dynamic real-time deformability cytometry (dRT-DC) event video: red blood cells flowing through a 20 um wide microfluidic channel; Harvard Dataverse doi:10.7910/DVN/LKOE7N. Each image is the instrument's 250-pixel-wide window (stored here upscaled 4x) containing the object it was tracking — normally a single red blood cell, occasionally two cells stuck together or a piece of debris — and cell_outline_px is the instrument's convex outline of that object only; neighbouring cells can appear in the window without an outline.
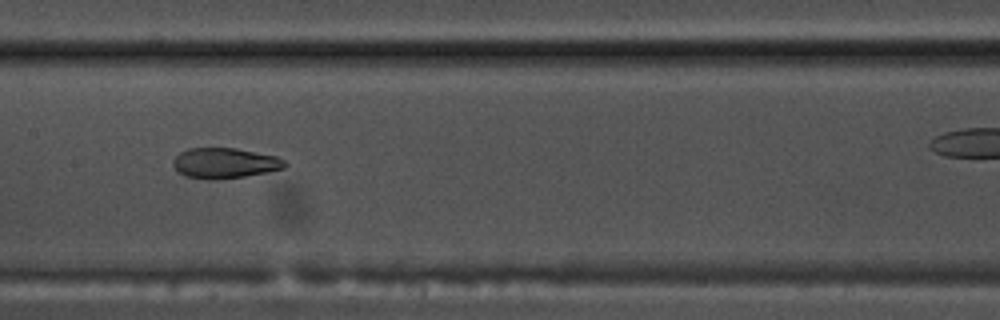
{"species": "common noctule bat (a hibernating species)", "species_latin": "Nyctalus noctula", "temperature_condition": "warm", "stored_images_in_passage": 33, "camera_frame_rate_fps": 3000, "um_per_image_px": 0.085, "animal": {"sex": "male", "body_mass_g": 17.5, "forearm_length_mm": 52.3}, "frame": {"image": 1, "passage_image": 15, "time_ms": 4.667, "image_size_px": [1000, 320], "cell_outline_px": [[288, 164], [284, 168], [268, 172], [244, 176], [212, 180], [208, 180], [184, 176], [176, 172], [172, 164], [172, 160], [180, 152], [188, 148], [236, 148], [276, 156], [284, 160]], "centroid_in_image_um": [19.06, 13.87], "position_along_channel_um": 188.3, "area_um2": 20.0}}
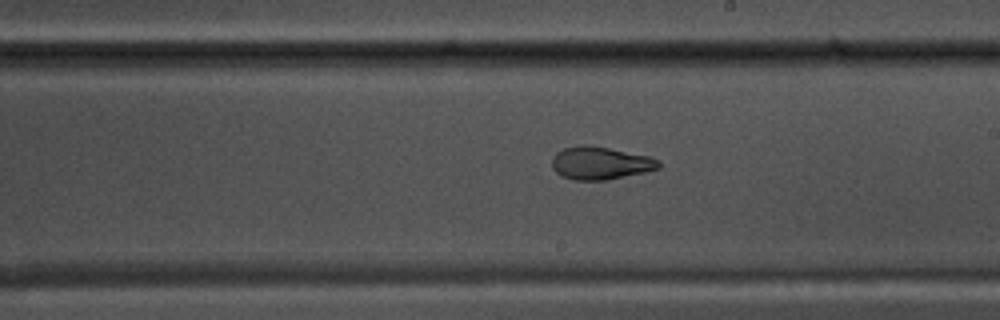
{"frame": {"image": 2, "passage_image": 19, "time_ms": 6.0, "image_size_px": [1000, 320], "cell_outline_px": [[660, 168], [644, 172], [608, 180], [572, 180], [560, 176], [552, 168], [552, 156], [556, 152], [564, 148], [580, 144], [584, 144], [608, 148], [648, 156], [660, 160]], "centroid_in_image_um": [50.99, 13.87], "position_along_channel_um": 238.0, "area_um2": 20.52}}